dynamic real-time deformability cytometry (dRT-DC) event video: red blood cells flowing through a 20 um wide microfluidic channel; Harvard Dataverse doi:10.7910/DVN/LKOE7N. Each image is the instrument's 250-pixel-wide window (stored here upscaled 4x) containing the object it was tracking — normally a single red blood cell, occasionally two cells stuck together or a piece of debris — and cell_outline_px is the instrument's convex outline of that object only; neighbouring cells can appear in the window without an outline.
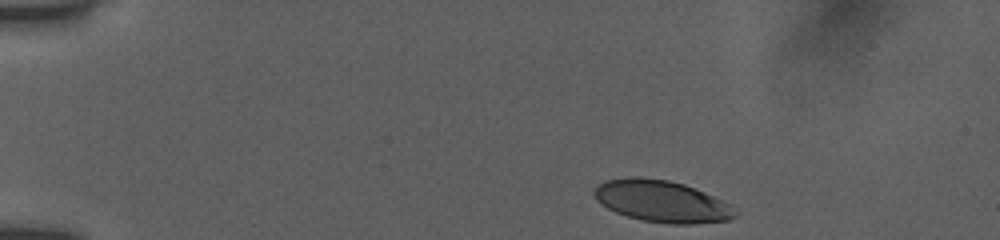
{"species": "human", "species_latin": "Homo sapiens", "temperature_condition": "room temperature", "stored_images_in_passage": 42, "camera_frame_rate_fps": 3000, "um_per_image_px": 0.085, "donor": {"sex": "female"}, "frame": {"image": 1, "passage_image": 1, "time_ms": 0.0, "image_size_px": [1000, 240], "cell_outline_px": [[740, 212], [736, 216], [728, 220], [692, 224], [668, 224], [640, 220], [616, 212], [600, 204], [596, 200], [592, 192], [604, 180], [628, 176], [636, 176], [668, 180], [684, 184], [704, 192], [732, 204]], "centroid_in_image_um": [56.27, 17.11], "position_along_channel_um": 28.7, "area_um2": 34.68}}
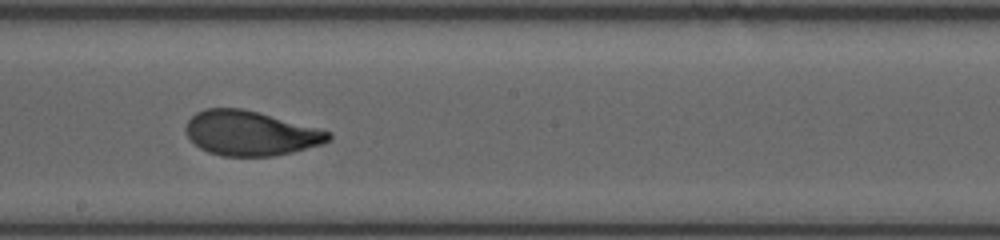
{"frame": {"image": 2, "passage_image": 23, "time_ms": 7.333, "image_size_px": [1000, 240], "cell_outline_px": [[332, 140], [324, 144], [292, 152], [272, 156], [220, 156], [208, 152], [200, 148], [188, 136], [184, 128], [188, 120], [196, 112], [204, 108], [240, 108], [320, 128], [332, 132]], "centroid_in_image_um": [21.31, 11.33], "position_along_channel_um": 226.9, "area_um2": 37.22}}
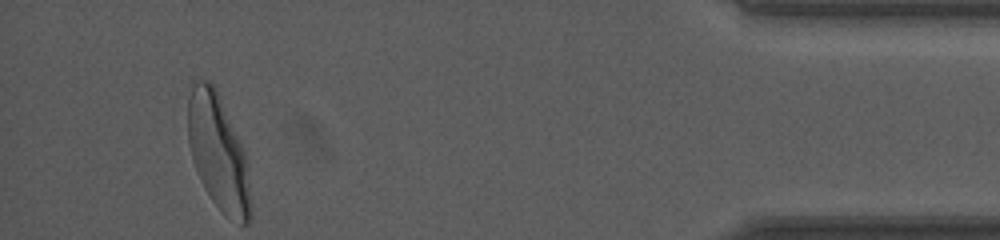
{"frame": {"image": 3, "passage_image": 42, "time_ms": 13.667, "image_size_px": [1000, 240], "cell_outline_px": [[252, 216], [248, 224], [240, 224], [224, 216], [220, 212], [204, 188], [200, 180], [188, 144], [188, 96], [196, 80], [208, 80], [216, 88], [244, 152], [252, 208]], "centroid_in_image_um": [18.54, 13.03], "position_along_channel_um": 416.7, "area_um2": 41.85}, "authors_computed_cell_mechanics": {"area_um2": 37.3966, "velocity_mm_per_s": 3.8955, "shape_relaxation_time_tau1_ms": 3.7252, "shape_relaxation_time_tau2_ms": null, "deformation_change_tau1": 0.1845, "deformation_change_tau2": null}}